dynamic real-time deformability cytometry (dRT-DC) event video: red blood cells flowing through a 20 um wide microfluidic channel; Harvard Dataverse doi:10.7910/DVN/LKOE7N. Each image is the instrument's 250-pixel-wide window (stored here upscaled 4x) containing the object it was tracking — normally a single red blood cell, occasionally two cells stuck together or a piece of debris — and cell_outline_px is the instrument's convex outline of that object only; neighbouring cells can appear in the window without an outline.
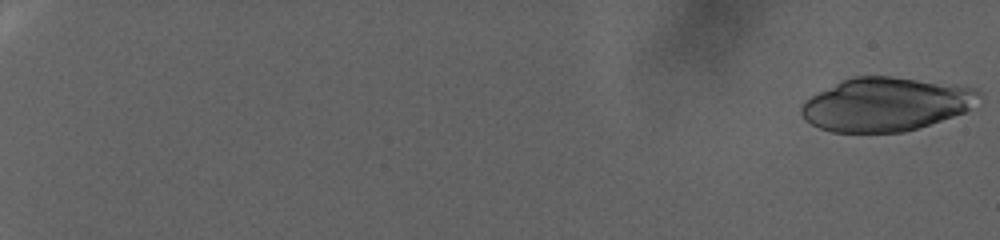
{"species": "human", "species_latin": "Homo sapiens", "temperature_condition": "warm", "stored_images_in_passage": 69, "camera_frame_rate_fps": 3000, "um_per_image_px": 0.085, "donor": {"sex": "female"}, "frame": {"image": 1, "passage_image": 1, "time_ms": 0.0, "image_size_px": [1000, 240], "cell_outline_px": [[984, 100], [964, 112], [904, 132], [832, 132], [820, 128], [804, 120], [800, 112], [800, 108], [804, 100], [844, 80], [856, 76], [888, 76], [976, 88], [980, 92]], "centroid_in_image_um": [75.31, 8.88], "position_along_channel_um": 9.7, "area_um2": 54.97}}
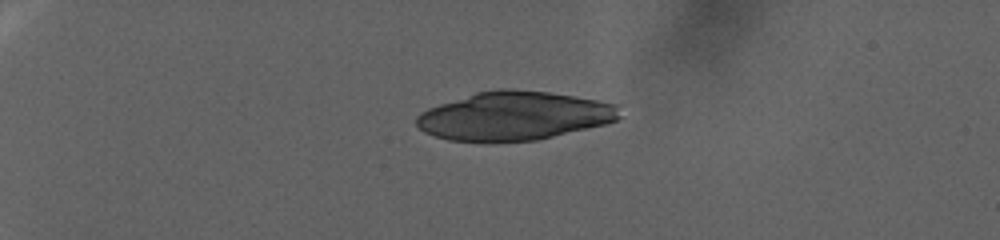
{"frame": {"image": 2, "passage_image": 26, "time_ms": 8.333, "image_size_px": [1000, 240], "cell_outline_px": [[624, 116], [608, 124], [536, 140], [448, 140], [424, 132], [416, 124], [416, 116], [420, 112], [428, 108], [476, 92], [496, 88], [512, 88], [548, 92], [596, 100], [616, 104]], "centroid_in_image_um": [43.74, 9.83], "position_along_channel_um": 41.3, "area_um2": 57.22}}